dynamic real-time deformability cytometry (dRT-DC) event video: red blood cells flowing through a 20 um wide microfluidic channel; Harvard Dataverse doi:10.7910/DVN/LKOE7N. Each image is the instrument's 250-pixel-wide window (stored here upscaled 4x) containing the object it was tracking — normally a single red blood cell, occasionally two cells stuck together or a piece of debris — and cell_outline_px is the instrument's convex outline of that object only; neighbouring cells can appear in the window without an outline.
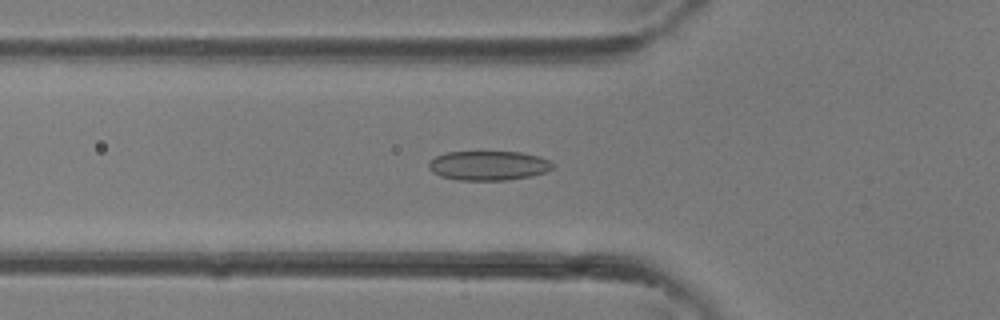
{"species": "common noctule bat (a hibernating species)", "species_latin": "Nyctalus noctula", "temperature_condition": "room temperature", "stored_images_in_passage": 37, "camera_frame_rate_fps": 3000, "um_per_image_px": 0.085, "animal": {"sex": "female"}, "frame": {"image": 1, "passage_image": 13, "time_ms": 4.0, "image_size_px": [1000, 320], "cell_outline_px": [[552, 168], [544, 172], [528, 176], [508, 180], [456, 180], [440, 176], [432, 172], [428, 168], [428, 164], [436, 156], [448, 152], [520, 152], [540, 156], [548, 160], [552, 164]], "centroid_in_image_um": [41.48, 14.07], "position_along_channel_um": 84.3, "area_um2": 21.1}}
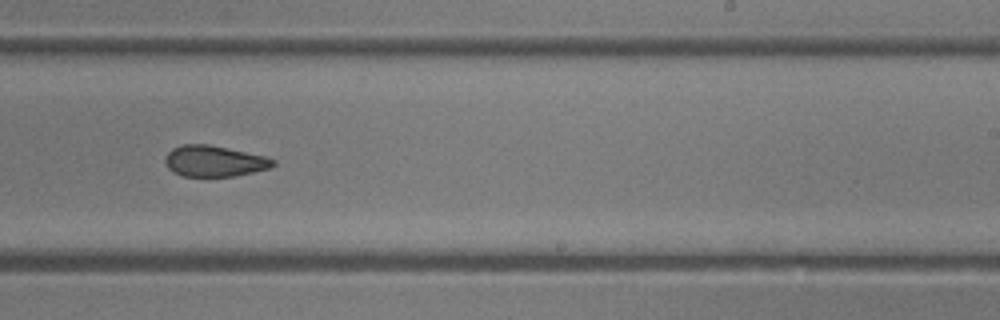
{"frame": {"image": 2, "passage_image": 23, "time_ms": 7.333, "image_size_px": [1000, 320], "cell_outline_px": [[276, 164], [268, 168], [252, 172], [232, 176], [184, 176], [172, 172], [168, 168], [164, 160], [164, 156], [172, 148], [184, 144], [208, 144], [228, 148], [264, 156], [276, 160]], "centroid_in_image_um": [18.17, 13.69], "position_along_channel_um": 270.8, "area_um2": 19.42}}
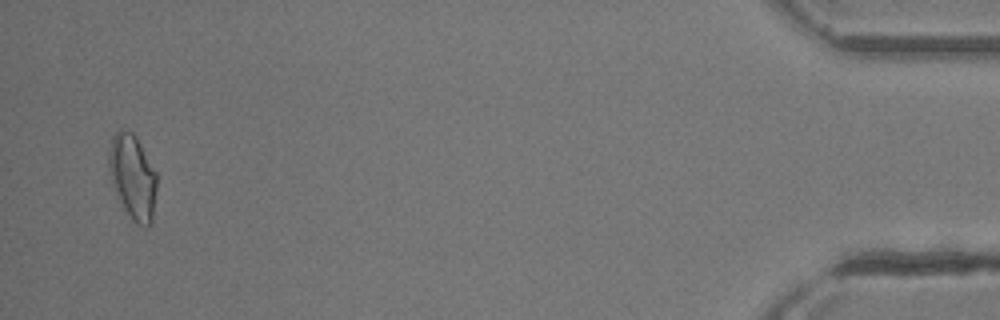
{"frame": {"image": 3, "passage_image": 36, "time_ms": 11.667, "image_size_px": [1000, 320], "cell_outline_px": [[156, 192], [152, 224], [148, 228], [144, 228], [136, 224], [132, 220], [124, 208], [112, 188], [108, 168], [108, 156], [112, 136], [120, 128], [132, 132], [136, 136], [156, 172]], "centroid_in_image_um": [11.27, 15.06], "position_along_channel_um": 423.9, "area_um2": 24.04}}